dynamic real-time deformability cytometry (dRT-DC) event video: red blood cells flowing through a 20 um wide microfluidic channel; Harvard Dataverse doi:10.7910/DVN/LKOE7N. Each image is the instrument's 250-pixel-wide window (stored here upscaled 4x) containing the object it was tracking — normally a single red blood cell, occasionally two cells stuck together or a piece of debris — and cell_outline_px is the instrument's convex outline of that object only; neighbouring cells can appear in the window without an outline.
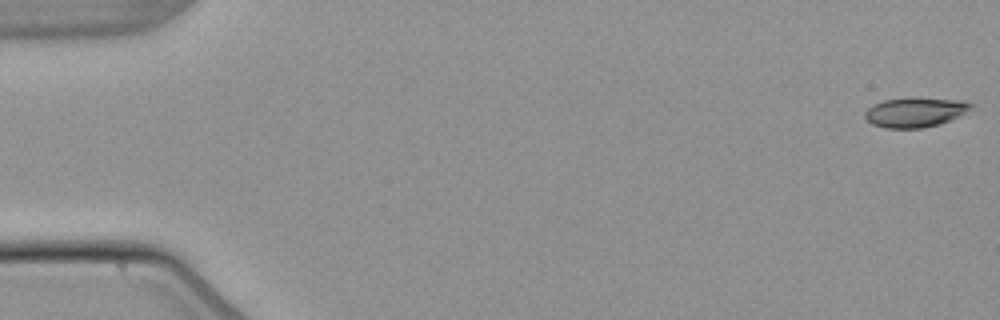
{"species": "common noctule bat (a hibernating species)", "species_latin": "Nyctalus noctula", "temperature_condition": "warm", "stored_images_in_passage": 54, "camera_frame_rate_fps": 3000, "um_per_image_px": 0.085, "animal": {"sex": "male", "body_mass_g": 21.5, "forearm_length_mm": 52.0}, "frame": {"image": 1, "passage_image": 1, "time_ms": 0.0, "image_size_px": [1000, 320], "cell_outline_px": [[976, 104], [972, 108], [940, 124], [924, 128], [884, 128], [872, 124], [864, 116], [864, 112], [872, 104], [884, 100], [912, 96], [916, 96], [964, 100]], "centroid_in_image_um": [77.78, 9.5], "position_along_channel_um": 7.2, "area_um2": 18.79}}
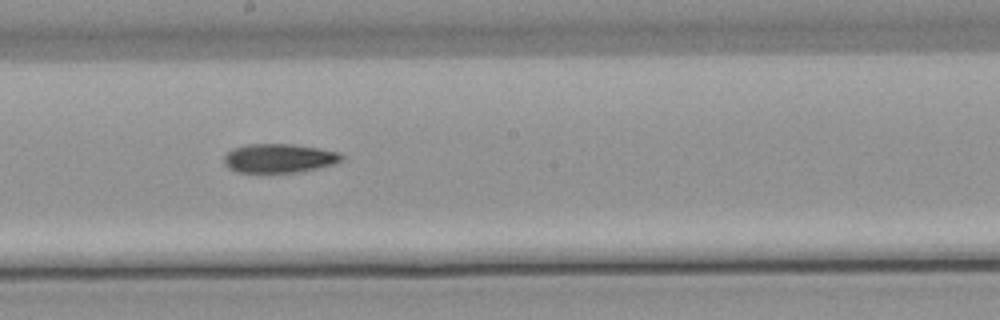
{"frame": {"image": 2, "passage_image": 30, "time_ms": 9.667, "image_size_px": [1000, 320], "cell_outline_px": [[344, 156], [340, 160], [332, 164], [316, 168], [296, 172], [236, 172], [228, 168], [224, 164], [224, 156], [232, 148], [244, 144], [292, 144], [320, 148], [340, 152]], "centroid_in_image_um": [23.68, 13.44], "position_along_channel_um": 224.5, "area_um2": 19.83}}
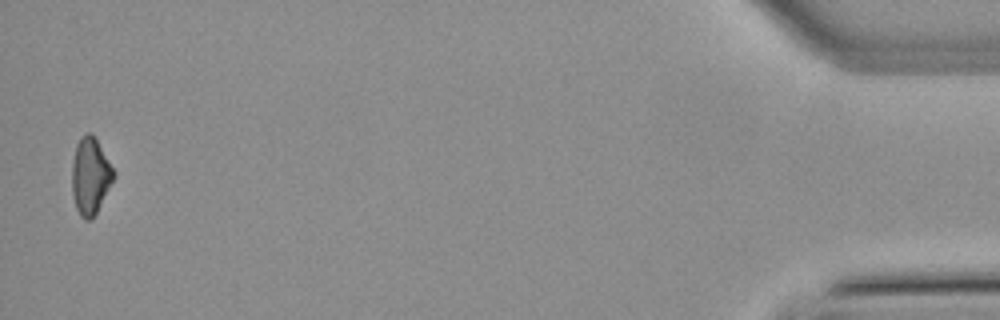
{"frame": {"image": 3, "passage_image": 53, "time_ms": 17.333, "image_size_px": [1000, 320], "cell_outline_px": [[116, 176], [96, 212], [88, 220], [84, 220], [80, 216], [76, 208], [72, 192], [72, 160], [76, 144], [80, 136], [84, 132], [92, 132], [116, 172]], "centroid_in_image_um": [7.67, 14.91], "position_along_channel_um": 427.5, "area_um2": 18.79}, "authors_computed_cell_mechanics": {"area_um2": 19.3919, "velocity_mm_per_s": 3.8446, "shape_relaxation_time_tau1_ms": 6.6521, "shape_relaxation_time_tau2_ms": null, "deformation_change_tau1": 0.1724, "deformation_change_tau2": null}}